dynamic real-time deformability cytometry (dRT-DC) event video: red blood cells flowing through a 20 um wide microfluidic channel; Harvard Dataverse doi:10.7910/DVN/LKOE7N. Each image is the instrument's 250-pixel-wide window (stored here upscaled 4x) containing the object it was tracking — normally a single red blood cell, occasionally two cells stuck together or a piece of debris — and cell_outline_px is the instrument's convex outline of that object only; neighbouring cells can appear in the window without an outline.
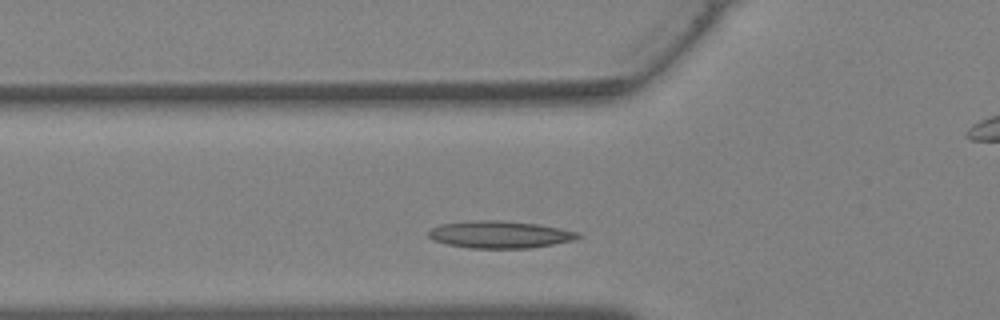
{"species": "Egyptian fruit bat (a non-hibernating species)", "species_latin": "Rousettus aegyptiacus", "temperature_condition": "warm", "stored_images_in_passage": 26, "camera_frame_rate_fps": 3000, "um_per_image_px": 0.085, "animal": {"sex": "female"}, "frame": {"image": 1, "passage_image": 9, "time_ms": 2.667, "image_size_px": [1000, 320], "cell_outline_px": [[580, 236], [572, 240], [552, 244], [528, 248], [468, 248], [448, 244], [432, 240], [428, 236], [428, 232], [432, 228], [440, 224], [472, 220], [500, 220], [536, 224], [560, 228], [576, 232]], "centroid_in_image_um": [42.41, 19.93], "position_along_channel_um": 83.4, "area_um2": 23.47}}
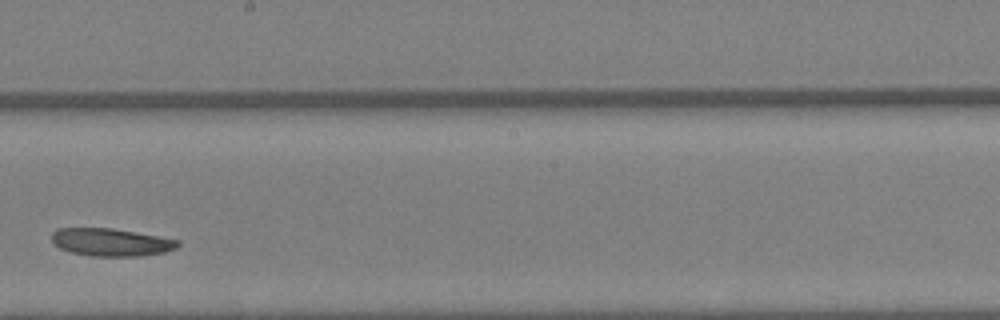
{"frame": {"image": 2, "passage_image": 18, "time_ms": 5.667, "image_size_px": [1000, 320], "cell_outline_px": [[180, 244], [176, 248], [164, 252], [140, 256], [92, 256], [72, 252], [60, 248], [52, 244], [52, 232], [56, 228], [112, 228], [136, 232], [180, 240]], "centroid_in_image_um": [9.42, 20.58], "position_along_channel_um": 238.8, "area_um2": 20.4}}
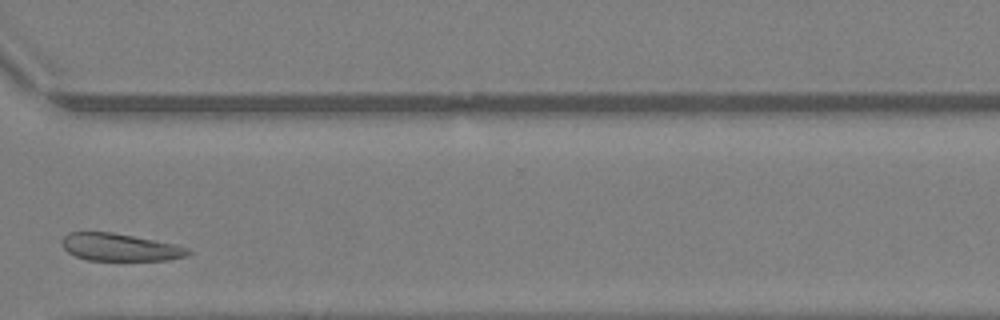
{"frame": {"image": 3, "passage_image": 25, "time_ms": 8.0, "image_size_px": [1000, 320], "cell_outline_px": [[192, 252], [188, 256], [168, 260], [88, 260], [76, 256], [68, 252], [64, 248], [64, 236], [68, 232], [112, 232], [172, 244], [188, 248]], "centroid_in_image_um": [10.21, 21.02], "position_along_channel_um": 360.4, "area_um2": 19.83}}